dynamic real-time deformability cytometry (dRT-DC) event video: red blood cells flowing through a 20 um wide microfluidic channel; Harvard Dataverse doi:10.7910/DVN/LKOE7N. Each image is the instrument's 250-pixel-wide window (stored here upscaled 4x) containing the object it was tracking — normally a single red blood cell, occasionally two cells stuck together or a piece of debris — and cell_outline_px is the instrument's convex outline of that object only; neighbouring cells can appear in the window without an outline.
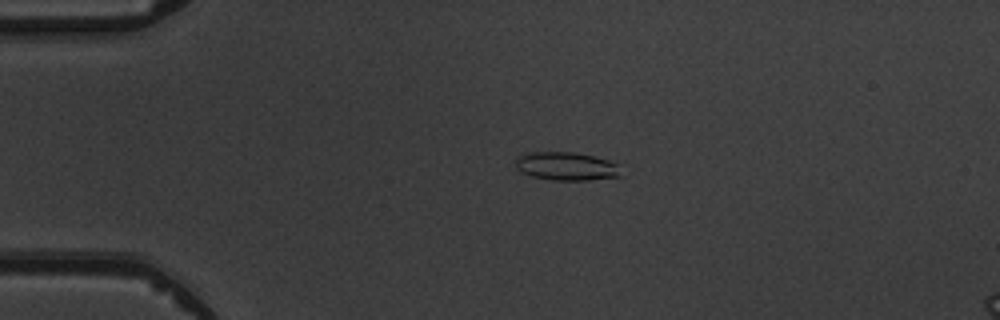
{"species": "common noctule bat (a hibernating species)", "species_latin": "Nyctalus noctula", "temperature_condition": "warm", "stored_images_in_passage": 5, "camera_frame_rate_fps": 3000, "um_per_image_px": 0.085, "animal": {"sex": "male", "body_mass_g": 19.5, "forearm_length_mm": 54.6}, "frame": {"image": 1, "passage_image": 4, "time_ms": 3.667, "image_size_px": [1000, 320], "cell_outline_px": [[624, 176], [588, 180], [552, 180], [532, 176], [520, 172], [516, 168], [516, 160], [520, 156], [528, 152], [572, 152], [592, 156], [608, 160], [616, 164]], "centroid_in_image_um": [48.14, 14.14], "position_along_channel_um": 36.9, "area_um2": 17.34}}